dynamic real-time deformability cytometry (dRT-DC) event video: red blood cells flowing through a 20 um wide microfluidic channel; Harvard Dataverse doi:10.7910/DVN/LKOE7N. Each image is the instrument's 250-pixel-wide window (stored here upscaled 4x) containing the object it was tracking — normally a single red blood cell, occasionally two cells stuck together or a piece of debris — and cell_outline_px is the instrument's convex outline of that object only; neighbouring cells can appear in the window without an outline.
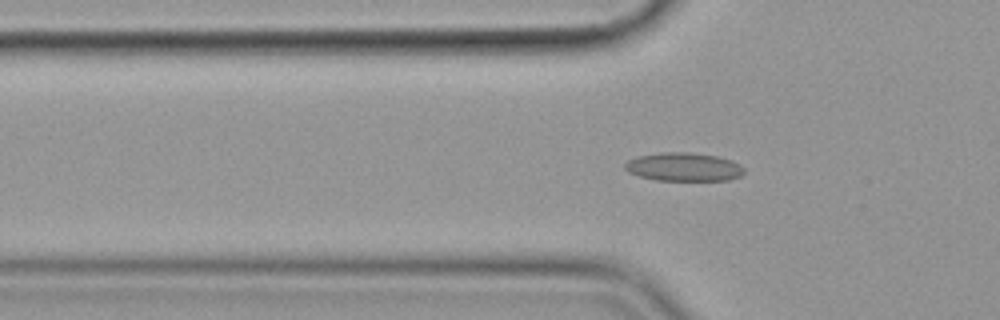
{"species": "common noctule bat (a hibernating species)", "species_latin": "Nyctalus noctula", "temperature_condition": "cold", "stored_images_in_passage": 40, "camera_frame_rate_fps": 3000, "um_per_image_px": 0.085, "animal": {"sex": "female", "body_mass_g": 19.9}, "frame": {"image": 1, "passage_image": 6, "time_ms": 1.667, "image_size_px": [1000, 320], "cell_outline_px": [[744, 172], [740, 176], [728, 180], [656, 180], [640, 176], [628, 172], [624, 168], [624, 164], [628, 160], [636, 156], [660, 152], [688, 152], [716, 156], [732, 160], [740, 164], [744, 168]], "centroid_in_image_um": [58.1, 14.18], "position_along_channel_um": 67.7, "area_um2": 19.83}}
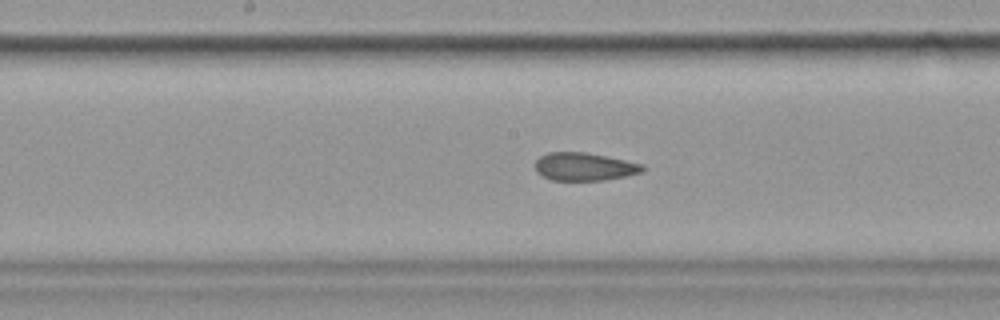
{"frame": {"image": 2, "passage_image": 17, "time_ms": 5.333, "image_size_px": [1000, 320], "cell_outline_px": [[644, 168], [640, 172], [624, 176], [604, 180], [552, 180], [536, 172], [536, 160], [540, 156], [548, 152], [584, 152], [644, 164]], "centroid_in_image_um": [49.64, 14.16], "position_along_channel_um": 198.6, "area_um2": 17.22}}
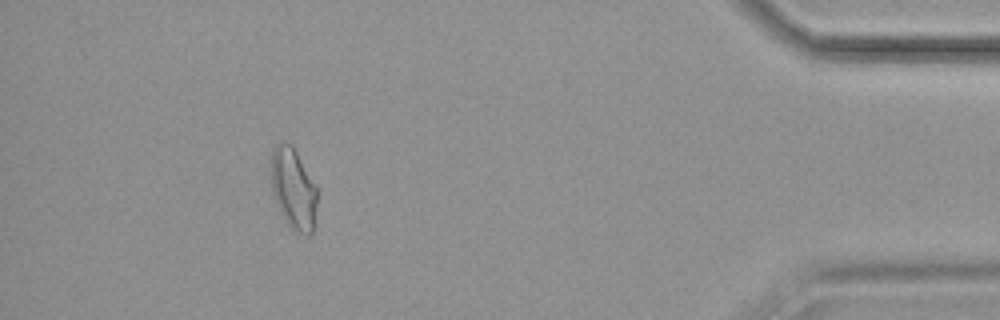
{"frame": {"image": 3, "passage_image": 39, "time_ms": 12.667, "image_size_px": [1000, 320], "cell_outline_px": [[316, 204], [312, 232], [308, 236], [292, 228], [288, 224], [272, 192], [272, 152], [276, 144], [284, 140], [292, 144], [316, 188]], "centroid_in_image_um": [24.93, 16.0], "position_along_channel_um": 410.3, "area_um2": 20.98}}